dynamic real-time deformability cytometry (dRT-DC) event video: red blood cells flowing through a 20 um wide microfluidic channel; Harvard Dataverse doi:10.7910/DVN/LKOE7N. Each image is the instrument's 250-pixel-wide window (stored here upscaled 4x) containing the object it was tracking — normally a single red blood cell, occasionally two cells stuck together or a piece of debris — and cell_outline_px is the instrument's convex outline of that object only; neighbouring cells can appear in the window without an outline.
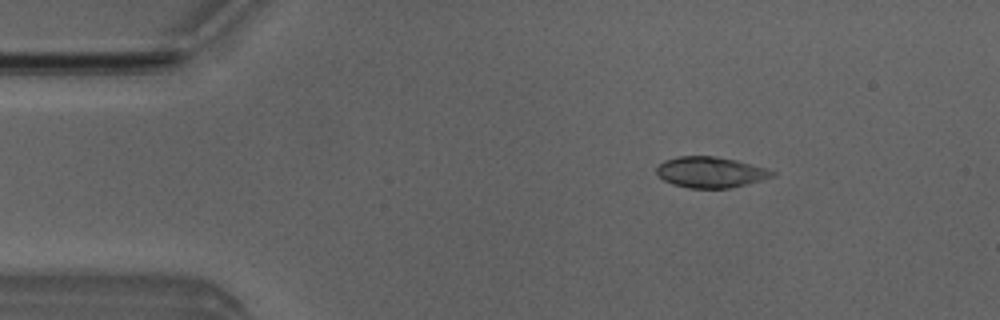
{"species": "Egyptian fruit bat (a non-hibernating species)", "species_latin": "Rousettus aegyptiacus", "temperature_condition": "room temperature", "stored_images_in_passage": 4, "camera_frame_rate_fps": 3000, "um_per_image_px": 0.085, "animal": {"sex": "male"}, "frame": {"image": 1, "passage_image": 3, "time_ms": 2.333, "image_size_px": [1000, 320], "cell_outline_px": [[776, 176], [728, 188], [688, 188], [672, 184], [664, 180], [656, 172], [656, 168], [664, 160], [676, 156], [716, 156], [736, 160], [764, 168], [776, 172]], "centroid_in_image_um": [60.36, 14.63], "position_along_channel_um": 24.6, "area_um2": 20.63}}